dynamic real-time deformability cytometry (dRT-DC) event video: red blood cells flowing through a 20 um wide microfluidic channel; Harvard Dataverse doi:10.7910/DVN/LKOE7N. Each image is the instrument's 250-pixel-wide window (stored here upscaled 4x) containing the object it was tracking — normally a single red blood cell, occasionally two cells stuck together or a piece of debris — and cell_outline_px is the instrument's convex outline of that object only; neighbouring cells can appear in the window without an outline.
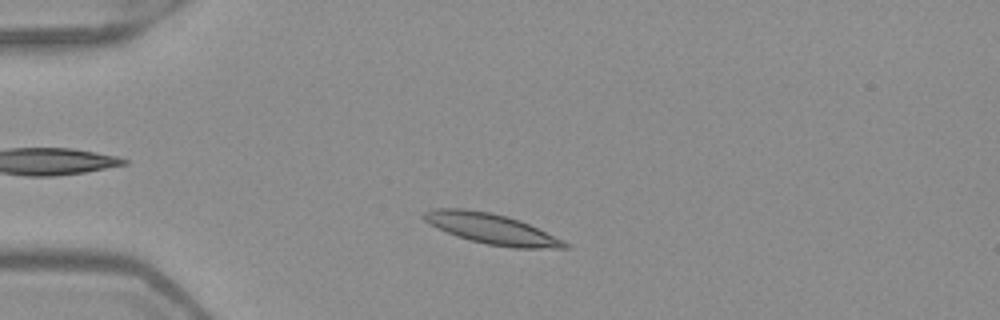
{"species": "Egyptian fruit bat (a non-hibernating species)", "species_latin": "Rousettus aegyptiacus", "temperature_condition": "warm", "stored_images_in_passage": 33, "camera_frame_rate_fps": 3000, "um_per_image_px": 0.085, "frame": {"image": 1, "passage_image": 7, "time_ms": 2.0, "image_size_px": [1000, 320], "cell_outline_px": [[572, 248], [512, 248], [488, 244], [456, 236], [436, 228], [428, 224], [420, 216], [424, 212], [432, 208], [464, 208], [492, 212], [508, 216], [520, 220], [564, 240]], "centroid_in_image_um": [41.75, 19.43], "position_along_channel_um": 43.3, "area_um2": 25.2}}
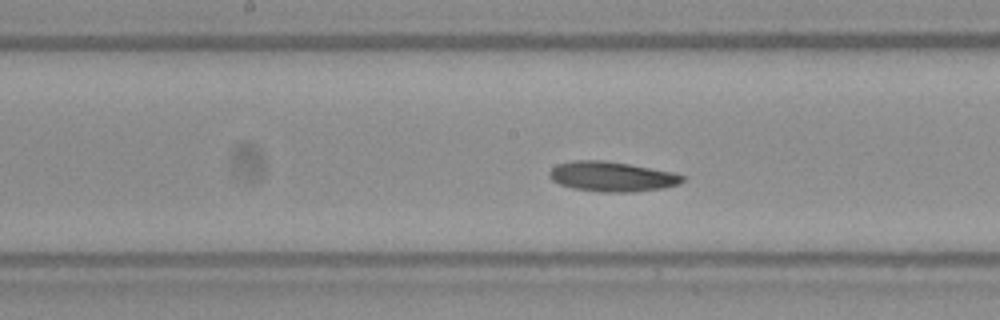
{"frame": {"image": 2, "passage_image": 21, "time_ms": 6.667, "image_size_px": [1000, 320], "cell_outline_px": [[684, 180], [680, 184], [664, 188], [632, 192], [600, 192], [572, 188], [560, 184], [552, 180], [548, 176], [548, 172], [556, 164], [572, 160], [604, 160], [628, 164], [672, 172], [684, 176]], "centroid_in_image_um": [51.98, 15.01], "position_along_channel_um": 196.2, "area_um2": 23.29}}
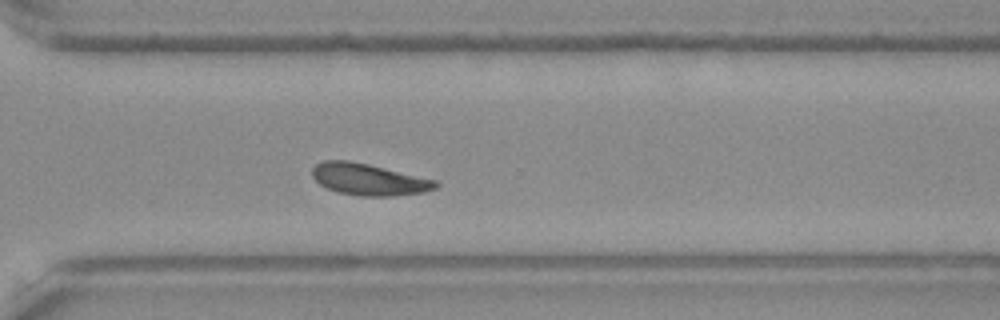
{"frame": {"image": 3, "passage_image": 32, "time_ms": 10.333, "image_size_px": [1000, 320], "cell_outline_px": [[440, 184], [436, 188], [424, 192], [392, 196], [360, 196], [340, 192], [328, 188], [320, 184], [312, 176], [312, 168], [316, 164], [324, 160], [348, 160], [368, 164], [436, 180]], "centroid_in_image_um": [31.35, 15.25], "position_along_channel_um": 339.3, "area_um2": 22.6}}